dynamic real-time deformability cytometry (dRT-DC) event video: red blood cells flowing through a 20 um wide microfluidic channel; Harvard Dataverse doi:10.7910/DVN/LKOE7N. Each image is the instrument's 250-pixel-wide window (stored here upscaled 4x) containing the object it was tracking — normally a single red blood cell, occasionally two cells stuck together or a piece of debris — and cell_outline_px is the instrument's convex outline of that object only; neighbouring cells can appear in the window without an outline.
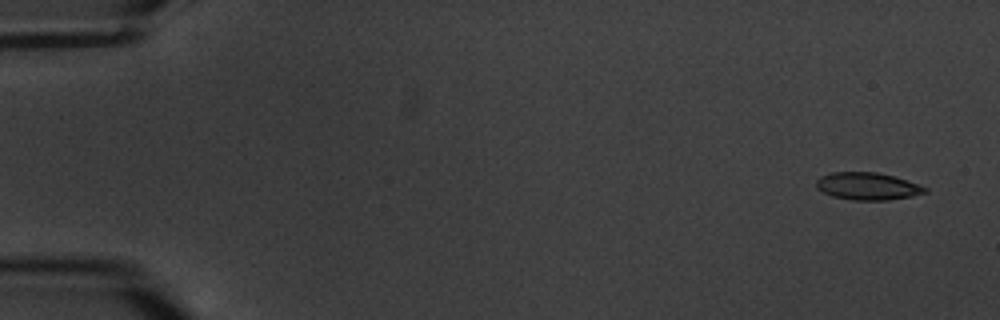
{"species": "common noctule bat (a hibernating species)", "species_latin": "Nyctalus noctula", "temperature_condition": "warm", "stored_images_in_passage": 4, "camera_frame_rate_fps": 3000, "um_per_image_px": 0.085, "animal": {"sex": "male", "body_mass_g": 20.1, "forearm_length_mm": 53.5}, "frame": {"image": 1, "passage_image": 1, "time_ms": 0.0, "image_size_px": [1000, 320], "cell_outline_px": [[928, 192], [912, 196], [888, 200], [852, 200], [832, 196], [816, 188], [816, 180], [820, 176], [832, 172], [876, 172], [892, 176], [928, 188]], "centroid_in_image_um": [73.71, 15.83], "position_along_channel_um": 11.3, "area_um2": 17.22}}